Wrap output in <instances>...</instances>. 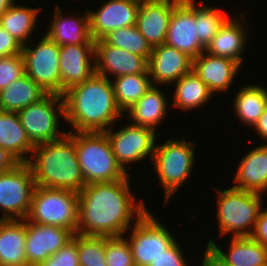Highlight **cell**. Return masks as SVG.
I'll return each instance as SVG.
<instances>
[{
  "label": "cell",
  "instance_id": "e0dca14e",
  "mask_svg": "<svg viewBox=\"0 0 267 266\" xmlns=\"http://www.w3.org/2000/svg\"><path fill=\"white\" fill-rule=\"evenodd\" d=\"M96 74L108 78L107 73L118 76L149 73L145 57L106 44L102 39L95 41Z\"/></svg>",
  "mask_w": 267,
  "mask_h": 266
},
{
  "label": "cell",
  "instance_id": "ac0fdd59",
  "mask_svg": "<svg viewBox=\"0 0 267 266\" xmlns=\"http://www.w3.org/2000/svg\"><path fill=\"white\" fill-rule=\"evenodd\" d=\"M193 59L174 47L165 44L152 47L148 60L152 85L178 81L192 71Z\"/></svg>",
  "mask_w": 267,
  "mask_h": 266
},
{
  "label": "cell",
  "instance_id": "83f0119b",
  "mask_svg": "<svg viewBox=\"0 0 267 266\" xmlns=\"http://www.w3.org/2000/svg\"><path fill=\"white\" fill-rule=\"evenodd\" d=\"M0 147L10 151L21 162L29 161L24 154H32L35 146L29 140L16 112L0 110Z\"/></svg>",
  "mask_w": 267,
  "mask_h": 266
},
{
  "label": "cell",
  "instance_id": "cb8c5ba5",
  "mask_svg": "<svg viewBox=\"0 0 267 266\" xmlns=\"http://www.w3.org/2000/svg\"><path fill=\"white\" fill-rule=\"evenodd\" d=\"M243 23L239 18L238 20L237 18H228L207 45L204 52L212 56L232 59L242 66V57L240 55L243 53L246 39H248L245 33L247 30L244 28L247 25V21Z\"/></svg>",
  "mask_w": 267,
  "mask_h": 266
},
{
  "label": "cell",
  "instance_id": "60d3db41",
  "mask_svg": "<svg viewBox=\"0 0 267 266\" xmlns=\"http://www.w3.org/2000/svg\"><path fill=\"white\" fill-rule=\"evenodd\" d=\"M250 237L267 247V208L264 210L261 209Z\"/></svg>",
  "mask_w": 267,
  "mask_h": 266
},
{
  "label": "cell",
  "instance_id": "484cf974",
  "mask_svg": "<svg viewBox=\"0 0 267 266\" xmlns=\"http://www.w3.org/2000/svg\"><path fill=\"white\" fill-rule=\"evenodd\" d=\"M167 103L162 91L156 85L150 86L144 96L127 110L131 123L156 131L157 124L162 123L166 116Z\"/></svg>",
  "mask_w": 267,
  "mask_h": 266
},
{
  "label": "cell",
  "instance_id": "4fadbf2b",
  "mask_svg": "<svg viewBox=\"0 0 267 266\" xmlns=\"http://www.w3.org/2000/svg\"><path fill=\"white\" fill-rule=\"evenodd\" d=\"M194 3V0H181L173 8L164 42L192 59L205 50L198 38Z\"/></svg>",
  "mask_w": 267,
  "mask_h": 266
},
{
  "label": "cell",
  "instance_id": "9a60e30c",
  "mask_svg": "<svg viewBox=\"0 0 267 266\" xmlns=\"http://www.w3.org/2000/svg\"><path fill=\"white\" fill-rule=\"evenodd\" d=\"M141 0H109L98 11H89L91 38L102 39L109 32L136 25Z\"/></svg>",
  "mask_w": 267,
  "mask_h": 266
},
{
  "label": "cell",
  "instance_id": "b9f144b4",
  "mask_svg": "<svg viewBox=\"0 0 267 266\" xmlns=\"http://www.w3.org/2000/svg\"><path fill=\"white\" fill-rule=\"evenodd\" d=\"M21 163L10 151L0 147V173L13 170Z\"/></svg>",
  "mask_w": 267,
  "mask_h": 266
},
{
  "label": "cell",
  "instance_id": "ba28073f",
  "mask_svg": "<svg viewBox=\"0 0 267 266\" xmlns=\"http://www.w3.org/2000/svg\"><path fill=\"white\" fill-rule=\"evenodd\" d=\"M57 113L65 118L64 98L63 95L51 93H47L38 102L18 112L21 124L34 146L59 140L67 134L58 131L59 116Z\"/></svg>",
  "mask_w": 267,
  "mask_h": 266
},
{
  "label": "cell",
  "instance_id": "277c9868",
  "mask_svg": "<svg viewBox=\"0 0 267 266\" xmlns=\"http://www.w3.org/2000/svg\"><path fill=\"white\" fill-rule=\"evenodd\" d=\"M75 149L86 185L129 176L117 162L106 132H76Z\"/></svg>",
  "mask_w": 267,
  "mask_h": 266
},
{
  "label": "cell",
  "instance_id": "f1b7e54d",
  "mask_svg": "<svg viewBox=\"0 0 267 266\" xmlns=\"http://www.w3.org/2000/svg\"><path fill=\"white\" fill-rule=\"evenodd\" d=\"M174 107L192 110L208 102L213 92L192 70L175 82Z\"/></svg>",
  "mask_w": 267,
  "mask_h": 266
},
{
  "label": "cell",
  "instance_id": "5bb4252c",
  "mask_svg": "<svg viewBox=\"0 0 267 266\" xmlns=\"http://www.w3.org/2000/svg\"><path fill=\"white\" fill-rule=\"evenodd\" d=\"M67 228L38 224L26 220L25 251L29 266H38L73 239Z\"/></svg>",
  "mask_w": 267,
  "mask_h": 266
},
{
  "label": "cell",
  "instance_id": "836d02e7",
  "mask_svg": "<svg viewBox=\"0 0 267 266\" xmlns=\"http://www.w3.org/2000/svg\"><path fill=\"white\" fill-rule=\"evenodd\" d=\"M195 18L199 41L206 48L229 17L214 7L197 6L195 7Z\"/></svg>",
  "mask_w": 267,
  "mask_h": 266
},
{
  "label": "cell",
  "instance_id": "1f68e13d",
  "mask_svg": "<svg viewBox=\"0 0 267 266\" xmlns=\"http://www.w3.org/2000/svg\"><path fill=\"white\" fill-rule=\"evenodd\" d=\"M149 73L115 77L112 82L117 105L122 112L132 107L152 86Z\"/></svg>",
  "mask_w": 267,
  "mask_h": 266
},
{
  "label": "cell",
  "instance_id": "ab89813d",
  "mask_svg": "<svg viewBox=\"0 0 267 266\" xmlns=\"http://www.w3.org/2000/svg\"><path fill=\"white\" fill-rule=\"evenodd\" d=\"M22 52V45L3 27L0 26V58L17 55Z\"/></svg>",
  "mask_w": 267,
  "mask_h": 266
},
{
  "label": "cell",
  "instance_id": "52a82bcc",
  "mask_svg": "<svg viewBox=\"0 0 267 266\" xmlns=\"http://www.w3.org/2000/svg\"><path fill=\"white\" fill-rule=\"evenodd\" d=\"M194 146L195 142L176 138L156 145L152 162L165 191V203L190 176L195 162Z\"/></svg>",
  "mask_w": 267,
  "mask_h": 266
},
{
  "label": "cell",
  "instance_id": "44dd1931",
  "mask_svg": "<svg viewBox=\"0 0 267 266\" xmlns=\"http://www.w3.org/2000/svg\"><path fill=\"white\" fill-rule=\"evenodd\" d=\"M207 247L228 266H267V247L250 236L232 237L227 254L211 239Z\"/></svg>",
  "mask_w": 267,
  "mask_h": 266
},
{
  "label": "cell",
  "instance_id": "d4e9b609",
  "mask_svg": "<svg viewBox=\"0 0 267 266\" xmlns=\"http://www.w3.org/2000/svg\"><path fill=\"white\" fill-rule=\"evenodd\" d=\"M53 22L49 31L45 34L59 46L86 44L92 38L90 34L89 14L84 16L67 18L62 16V11L56 5Z\"/></svg>",
  "mask_w": 267,
  "mask_h": 266
},
{
  "label": "cell",
  "instance_id": "d590c367",
  "mask_svg": "<svg viewBox=\"0 0 267 266\" xmlns=\"http://www.w3.org/2000/svg\"><path fill=\"white\" fill-rule=\"evenodd\" d=\"M105 259L107 266H135L127 237H105Z\"/></svg>",
  "mask_w": 267,
  "mask_h": 266
},
{
  "label": "cell",
  "instance_id": "f35d334b",
  "mask_svg": "<svg viewBox=\"0 0 267 266\" xmlns=\"http://www.w3.org/2000/svg\"><path fill=\"white\" fill-rule=\"evenodd\" d=\"M149 266H187V264L186 260H184L182 250H180L179 245L175 241L164 250L163 254L156 260H153Z\"/></svg>",
  "mask_w": 267,
  "mask_h": 266
},
{
  "label": "cell",
  "instance_id": "603a6c76",
  "mask_svg": "<svg viewBox=\"0 0 267 266\" xmlns=\"http://www.w3.org/2000/svg\"><path fill=\"white\" fill-rule=\"evenodd\" d=\"M25 243L26 219H0V266H29Z\"/></svg>",
  "mask_w": 267,
  "mask_h": 266
},
{
  "label": "cell",
  "instance_id": "d6986e66",
  "mask_svg": "<svg viewBox=\"0 0 267 266\" xmlns=\"http://www.w3.org/2000/svg\"><path fill=\"white\" fill-rule=\"evenodd\" d=\"M181 0L141 1L136 27L151 47L164 44L173 8Z\"/></svg>",
  "mask_w": 267,
  "mask_h": 266
},
{
  "label": "cell",
  "instance_id": "5b68a950",
  "mask_svg": "<svg viewBox=\"0 0 267 266\" xmlns=\"http://www.w3.org/2000/svg\"><path fill=\"white\" fill-rule=\"evenodd\" d=\"M217 191V219L221 236L228 233H232L233 237L251 236L262 209V194L234 187Z\"/></svg>",
  "mask_w": 267,
  "mask_h": 266
},
{
  "label": "cell",
  "instance_id": "f546056e",
  "mask_svg": "<svg viewBox=\"0 0 267 266\" xmlns=\"http://www.w3.org/2000/svg\"><path fill=\"white\" fill-rule=\"evenodd\" d=\"M259 85L241 88L234 99V109L239 119L254 127L267 107V90Z\"/></svg>",
  "mask_w": 267,
  "mask_h": 266
},
{
  "label": "cell",
  "instance_id": "3957f363",
  "mask_svg": "<svg viewBox=\"0 0 267 266\" xmlns=\"http://www.w3.org/2000/svg\"><path fill=\"white\" fill-rule=\"evenodd\" d=\"M36 153L27 162L32 169L36 186L65 189L79 193L86 186L75 149V133L35 145Z\"/></svg>",
  "mask_w": 267,
  "mask_h": 266
},
{
  "label": "cell",
  "instance_id": "d6a6232c",
  "mask_svg": "<svg viewBox=\"0 0 267 266\" xmlns=\"http://www.w3.org/2000/svg\"><path fill=\"white\" fill-rule=\"evenodd\" d=\"M102 40L108 44L130 53L137 54L149 60L152 52L151 45L140 33L136 25L127 26L109 32Z\"/></svg>",
  "mask_w": 267,
  "mask_h": 266
},
{
  "label": "cell",
  "instance_id": "7c38bea8",
  "mask_svg": "<svg viewBox=\"0 0 267 266\" xmlns=\"http://www.w3.org/2000/svg\"><path fill=\"white\" fill-rule=\"evenodd\" d=\"M112 129L105 132L113 154L124 171L127 172L125 166L129 163L142 161L147 156L152 160L156 147L154 130L130 122L116 132Z\"/></svg>",
  "mask_w": 267,
  "mask_h": 266
},
{
  "label": "cell",
  "instance_id": "4dcf8cb0",
  "mask_svg": "<svg viewBox=\"0 0 267 266\" xmlns=\"http://www.w3.org/2000/svg\"><path fill=\"white\" fill-rule=\"evenodd\" d=\"M42 8L18 6L13 3L0 17V26L8 31L22 46L35 28L37 13ZM27 39V40H26Z\"/></svg>",
  "mask_w": 267,
  "mask_h": 266
},
{
  "label": "cell",
  "instance_id": "8d00e7d4",
  "mask_svg": "<svg viewBox=\"0 0 267 266\" xmlns=\"http://www.w3.org/2000/svg\"><path fill=\"white\" fill-rule=\"evenodd\" d=\"M24 74L22 53L0 58V91Z\"/></svg>",
  "mask_w": 267,
  "mask_h": 266
},
{
  "label": "cell",
  "instance_id": "4316f807",
  "mask_svg": "<svg viewBox=\"0 0 267 266\" xmlns=\"http://www.w3.org/2000/svg\"><path fill=\"white\" fill-rule=\"evenodd\" d=\"M46 94L32 78L24 74L0 91V110L18 113L41 100Z\"/></svg>",
  "mask_w": 267,
  "mask_h": 266
},
{
  "label": "cell",
  "instance_id": "30bf717a",
  "mask_svg": "<svg viewBox=\"0 0 267 266\" xmlns=\"http://www.w3.org/2000/svg\"><path fill=\"white\" fill-rule=\"evenodd\" d=\"M35 187L33 172L27 162L0 173V209L5 212L1 219H26Z\"/></svg>",
  "mask_w": 267,
  "mask_h": 266
},
{
  "label": "cell",
  "instance_id": "2e32d148",
  "mask_svg": "<svg viewBox=\"0 0 267 266\" xmlns=\"http://www.w3.org/2000/svg\"><path fill=\"white\" fill-rule=\"evenodd\" d=\"M90 58H95L93 39L86 44L60 46L62 95L72 86L85 82L96 73L95 61L92 62Z\"/></svg>",
  "mask_w": 267,
  "mask_h": 266
},
{
  "label": "cell",
  "instance_id": "6da1fadb",
  "mask_svg": "<svg viewBox=\"0 0 267 266\" xmlns=\"http://www.w3.org/2000/svg\"><path fill=\"white\" fill-rule=\"evenodd\" d=\"M128 177L114 182L86 185L78 193L76 234L116 237L123 236L132 222L146 211L143 200L136 204ZM131 221V222H130Z\"/></svg>",
  "mask_w": 267,
  "mask_h": 266
},
{
  "label": "cell",
  "instance_id": "74e56055",
  "mask_svg": "<svg viewBox=\"0 0 267 266\" xmlns=\"http://www.w3.org/2000/svg\"><path fill=\"white\" fill-rule=\"evenodd\" d=\"M38 266H79L77 234H74L72 240Z\"/></svg>",
  "mask_w": 267,
  "mask_h": 266
},
{
  "label": "cell",
  "instance_id": "9c48e42d",
  "mask_svg": "<svg viewBox=\"0 0 267 266\" xmlns=\"http://www.w3.org/2000/svg\"><path fill=\"white\" fill-rule=\"evenodd\" d=\"M25 74L43 90L62 95L60 76V46L47 35L34 48L22 46Z\"/></svg>",
  "mask_w": 267,
  "mask_h": 266
},
{
  "label": "cell",
  "instance_id": "e575fe53",
  "mask_svg": "<svg viewBox=\"0 0 267 266\" xmlns=\"http://www.w3.org/2000/svg\"><path fill=\"white\" fill-rule=\"evenodd\" d=\"M79 266H107L105 237L77 234Z\"/></svg>",
  "mask_w": 267,
  "mask_h": 266
},
{
  "label": "cell",
  "instance_id": "ffe728a7",
  "mask_svg": "<svg viewBox=\"0 0 267 266\" xmlns=\"http://www.w3.org/2000/svg\"><path fill=\"white\" fill-rule=\"evenodd\" d=\"M240 66L232 59L202 52L193 59L192 70L213 93H218L226 91L230 87Z\"/></svg>",
  "mask_w": 267,
  "mask_h": 266
},
{
  "label": "cell",
  "instance_id": "7bdbcfd3",
  "mask_svg": "<svg viewBox=\"0 0 267 266\" xmlns=\"http://www.w3.org/2000/svg\"><path fill=\"white\" fill-rule=\"evenodd\" d=\"M253 128L260 137L267 141V107Z\"/></svg>",
  "mask_w": 267,
  "mask_h": 266
},
{
  "label": "cell",
  "instance_id": "8992f818",
  "mask_svg": "<svg viewBox=\"0 0 267 266\" xmlns=\"http://www.w3.org/2000/svg\"><path fill=\"white\" fill-rule=\"evenodd\" d=\"M26 220L38 224H47L77 232L78 193L36 186Z\"/></svg>",
  "mask_w": 267,
  "mask_h": 266
},
{
  "label": "cell",
  "instance_id": "f6af8a7d",
  "mask_svg": "<svg viewBox=\"0 0 267 266\" xmlns=\"http://www.w3.org/2000/svg\"><path fill=\"white\" fill-rule=\"evenodd\" d=\"M15 0H0V17L14 3Z\"/></svg>",
  "mask_w": 267,
  "mask_h": 266
},
{
  "label": "cell",
  "instance_id": "ee69618b",
  "mask_svg": "<svg viewBox=\"0 0 267 266\" xmlns=\"http://www.w3.org/2000/svg\"><path fill=\"white\" fill-rule=\"evenodd\" d=\"M201 266H228L224 264L208 247L204 253V259Z\"/></svg>",
  "mask_w": 267,
  "mask_h": 266
},
{
  "label": "cell",
  "instance_id": "7a4b0ae2",
  "mask_svg": "<svg viewBox=\"0 0 267 266\" xmlns=\"http://www.w3.org/2000/svg\"><path fill=\"white\" fill-rule=\"evenodd\" d=\"M65 118L75 132H105L118 117L124 116L117 105L112 82L94 74L63 94Z\"/></svg>",
  "mask_w": 267,
  "mask_h": 266
},
{
  "label": "cell",
  "instance_id": "7402d4cb",
  "mask_svg": "<svg viewBox=\"0 0 267 266\" xmlns=\"http://www.w3.org/2000/svg\"><path fill=\"white\" fill-rule=\"evenodd\" d=\"M233 187L255 193L267 191V144L255 147L244 155L234 178Z\"/></svg>",
  "mask_w": 267,
  "mask_h": 266
},
{
  "label": "cell",
  "instance_id": "8fae6325",
  "mask_svg": "<svg viewBox=\"0 0 267 266\" xmlns=\"http://www.w3.org/2000/svg\"><path fill=\"white\" fill-rule=\"evenodd\" d=\"M129 236L135 266H149L176 240L150 212L136 218Z\"/></svg>",
  "mask_w": 267,
  "mask_h": 266
}]
</instances>
